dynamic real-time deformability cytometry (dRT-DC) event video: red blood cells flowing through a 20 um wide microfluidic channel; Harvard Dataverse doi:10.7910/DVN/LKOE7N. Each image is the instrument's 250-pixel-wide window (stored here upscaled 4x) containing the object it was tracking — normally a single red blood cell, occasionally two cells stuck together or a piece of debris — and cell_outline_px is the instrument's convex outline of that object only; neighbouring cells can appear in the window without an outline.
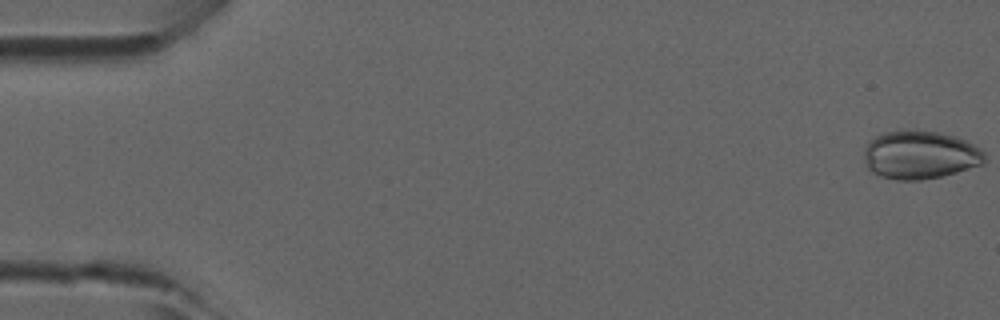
{"species": "common noctule bat (a hibernating species)", "species_latin": "Nyctalus noctula", "temperature_condition": "room temperature", "stored_images_in_passage": 47, "camera_frame_rate_fps": 3000, "um_per_image_px": 0.085, "animal": {"sex": "male", "forearm_length_mm": 52.5}, "frame": {"image": 1, "passage_image": 1, "time_ms": 0.0, "image_size_px": [1000, 320], "cell_outline_px": [[984, 164], [956, 172], [940, 176], [920, 180], [896, 180], [880, 176], [872, 172], [868, 168], [864, 160], [864, 148], [868, 140], [884, 132], [912, 128], [940, 132], [956, 136], [980, 148], [984, 152]], "centroid_in_image_um": [78.17, 13.14], "position_along_channel_um": 6.8, "area_um2": 34.39}}
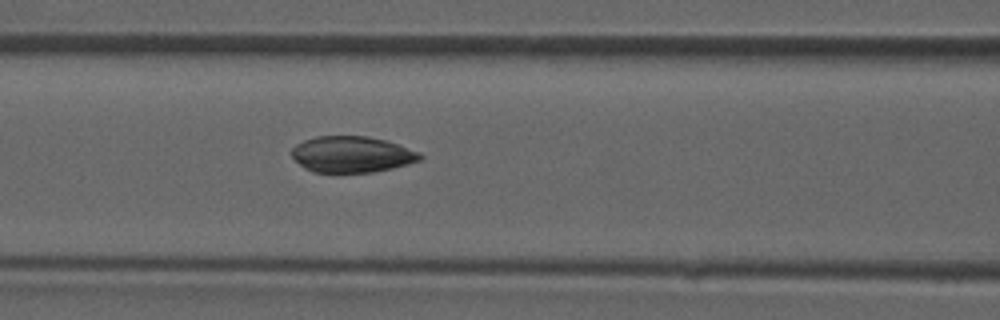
{"frame": {"image": 2, "passage_image": 20, "time_ms": 6.333, "image_size_px": [1000, 320], "cell_outline_px": [[424, 156], [420, 160], [408, 164], [392, 168], [372, 172], [312, 172], [304, 168], [292, 156], [292, 148], [296, 144], [304, 140], [316, 136], [368, 136], [384, 140], [420, 152]], "centroid_in_image_um": [29.9, 13.12], "position_along_channel_um": 136.7, "area_um2": 26.93}}
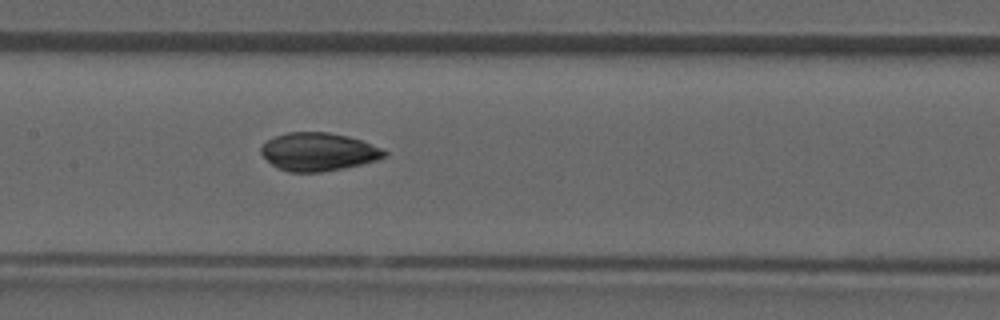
{"frame": {"image": 3, "passage_image": 23, "time_ms": 7.333, "image_size_px": [1000, 320], "cell_outline_px": [[388, 156], [376, 160], [344, 168], [320, 172], [288, 172], [276, 168], [260, 152], [260, 148], [268, 140], [276, 136], [288, 132], [328, 132], [348, 136], [384, 148], [388, 152]], "centroid_in_image_um": [27.08, 12.9], "position_along_channel_um": 180.3, "area_um2": 27.4}}